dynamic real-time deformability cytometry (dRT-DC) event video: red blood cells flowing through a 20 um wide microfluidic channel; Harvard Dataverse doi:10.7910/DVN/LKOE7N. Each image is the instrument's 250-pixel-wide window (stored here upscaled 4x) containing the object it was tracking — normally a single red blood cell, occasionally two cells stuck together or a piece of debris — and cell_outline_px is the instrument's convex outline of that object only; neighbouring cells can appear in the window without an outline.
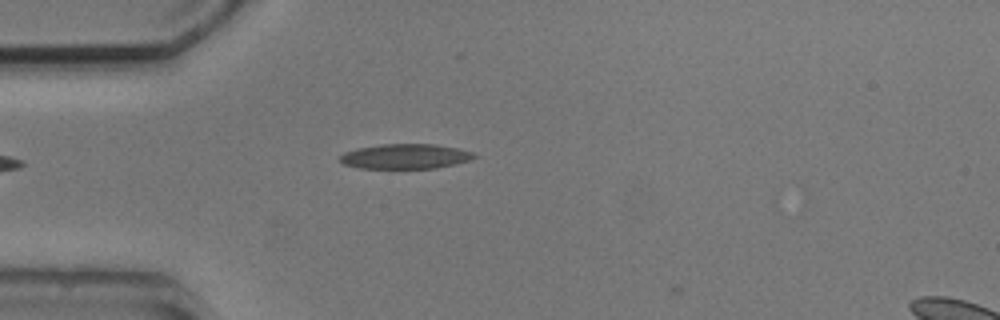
{"species": "common noctule bat (a hibernating species)", "species_latin": "Nyctalus noctula", "temperature_condition": "cold", "stored_images_in_passage": 6, "camera_frame_rate_fps": 3000, "um_per_image_px": 0.085, "animal": {"sex": "male", "body_mass_g": 20.5, "forearm_length_mm": 52.5}, "frame": {"image": 1, "passage_image": 6, "time_ms": 6.667, "image_size_px": [1000, 320], "cell_outline_px": [[480, 156], [456, 164], [436, 168], [360, 168], [344, 164], [340, 160], [340, 156], [344, 152], [356, 148], [380, 144], [436, 144], [456, 148], [472, 152]], "centroid_in_image_um": [34.46, 13.29], "position_along_channel_um": 50.5, "area_um2": 19.48}}